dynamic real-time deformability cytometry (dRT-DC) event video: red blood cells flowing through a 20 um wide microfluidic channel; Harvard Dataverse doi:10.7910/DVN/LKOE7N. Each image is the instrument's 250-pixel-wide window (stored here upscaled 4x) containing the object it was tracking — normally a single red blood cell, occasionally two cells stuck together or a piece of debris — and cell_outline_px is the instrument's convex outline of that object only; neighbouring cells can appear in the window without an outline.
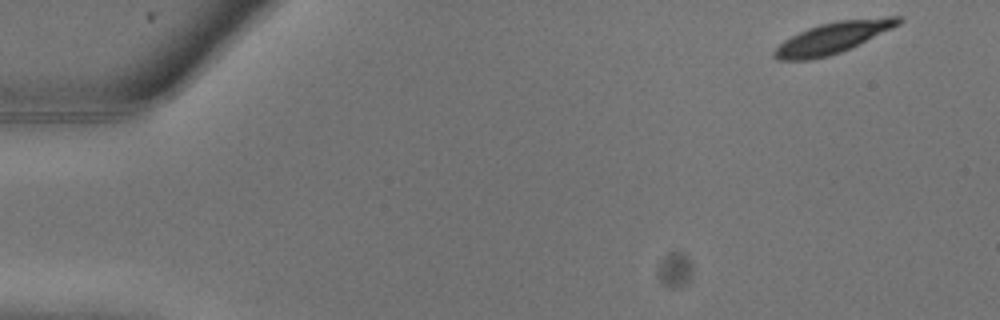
{"species": "common noctule bat (a hibernating species)", "species_latin": "Nyctalus noctula", "temperature_condition": "warm", "stored_images_in_passage": 9, "camera_frame_rate_fps": 3000, "um_per_image_px": 0.085, "animal": {"sex": "male", "body_mass_g": 13.3}, "frame": {"image": 1, "passage_image": 1, "time_ms": 0.0, "image_size_px": [1000, 320], "cell_outline_px": [[904, 20], [900, 24], [892, 28], [840, 52], [828, 56], [812, 60], [776, 60], [772, 56], [772, 52], [784, 40], [808, 28], [820, 24], [836, 20], [888, 16], [900, 16]], "centroid_in_image_um": [70.78, 3.2], "position_along_channel_um": 14.2, "area_um2": 22.48}}
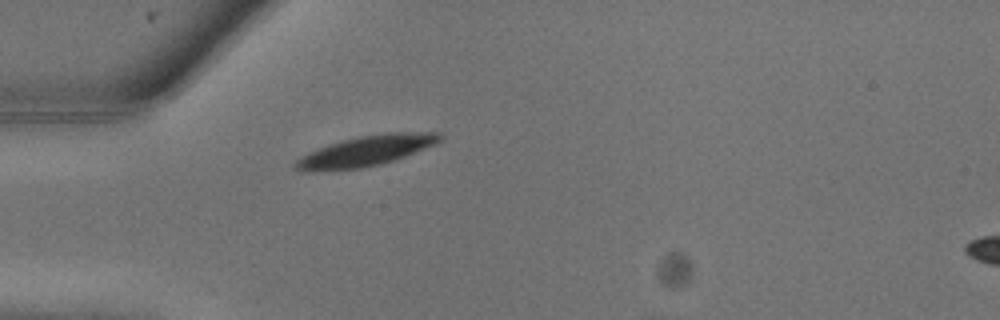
{"frame": {"image": 2, "passage_image": 7, "time_ms": 2.0, "image_size_px": [1000, 320], "cell_outline_px": [[444, 140], [436, 144], [404, 156], [380, 164], [360, 168], [312, 172], [304, 172], [292, 168], [292, 164], [300, 156], [308, 152], [328, 144], [340, 140], [360, 136], [388, 132], [444, 132]], "centroid_in_image_um": [31.08, 12.82], "position_along_channel_um": 53.9, "area_um2": 25.95}}